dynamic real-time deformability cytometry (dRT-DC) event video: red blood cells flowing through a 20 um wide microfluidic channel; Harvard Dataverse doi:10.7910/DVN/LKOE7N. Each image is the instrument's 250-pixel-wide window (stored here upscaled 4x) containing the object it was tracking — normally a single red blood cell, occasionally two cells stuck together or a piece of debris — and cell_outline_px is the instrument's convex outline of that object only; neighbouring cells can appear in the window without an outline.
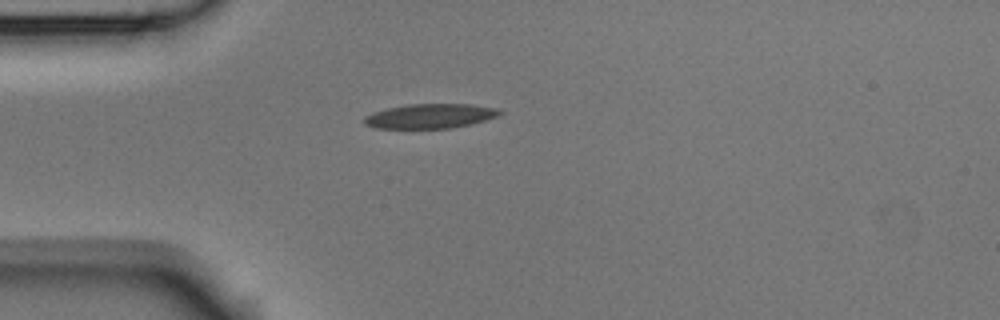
{"species": "Egyptian fruit bat (a non-hibernating species)", "species_latin": "Rousettus aegyptiacus", "temperature_condition": "room temperature", "stored_images_in_passage": 1, "camera_frame_rate_fps": 3000, "um_per_image_px": 0.085, "animal": {"sex": "male"}, "frame": {"image": 1, "passage_image": 1, "time_ms": 0.0, "image_size_px": [1000, 320], "cell_outline_px": [[504, 112], [496, 116], [484, 120], [452, 128], [376, 128], [364, 124], [364, 116], [372, 112], [388, 108], [408, 104], [472, 104], [496, 108]], "centroid_in_image_um": [36.53, 9.86], "position_along_channel_um": 48.5, "area_um2": 19.25}}